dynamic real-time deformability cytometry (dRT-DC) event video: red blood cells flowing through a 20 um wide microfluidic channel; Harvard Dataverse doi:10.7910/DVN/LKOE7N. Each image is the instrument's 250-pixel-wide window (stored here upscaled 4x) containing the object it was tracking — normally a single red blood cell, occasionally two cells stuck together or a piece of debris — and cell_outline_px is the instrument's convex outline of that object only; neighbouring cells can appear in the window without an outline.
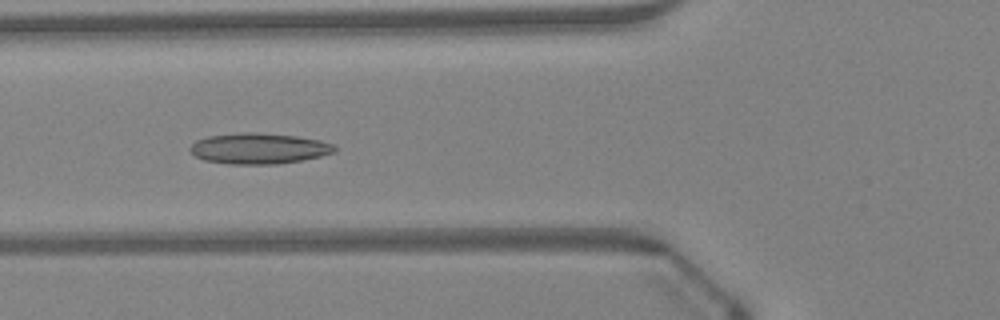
{"species": "Egyptian fruit bat (a non-hibernating species)", "species_latin": "Rousettus aegyptiacus", "temperature_condition": "warm", "stored_images_in_passage": 47, "camera_frame_rate_fps": 3000, "um_per_image_px": 0.085, "animal": {"sex": "female"}, "frame": {"image": 1, "passage_image": 18, "time_ms": 5.667, "image_size_px": [1000, 320], "cell_outline_px": [[336, 152], [320, 156], [300, 160], [276, 164], [228, 164], [204, 160], [196, 156], [188, 148], [196, 140], [208, 136], [236, 132], [260, 132], [296, 136], [320, 140], [332, 144], [336, 148]], "centroid_in_image_um": [21.98, 12.61], "position_along_channel_um": 103.8, "area_um2": 26.01}}
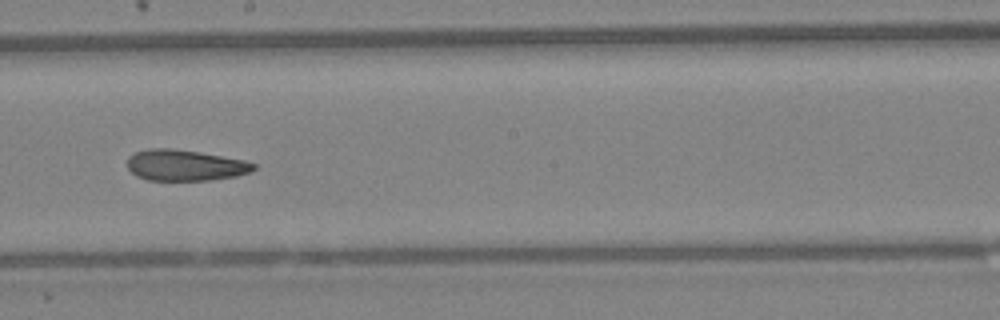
{"frame": {"image": 2, "passage_image": 27, "time_ms": 8.667, "image_size_px": [1000, 320], "cell_outline_px": [[256, 168], [248, 172], [236, 176], [208, 180], [148, 180], [136, 176], [128, 168], [128, 156], [136, 152], [148, 148], [172, 148], [200, 152], [244, 160], [256, 164]], "centroid_in_image_um": [15.71, 14.04], "position_along_channel_um": 232.5, "area_um2": 22.77}}
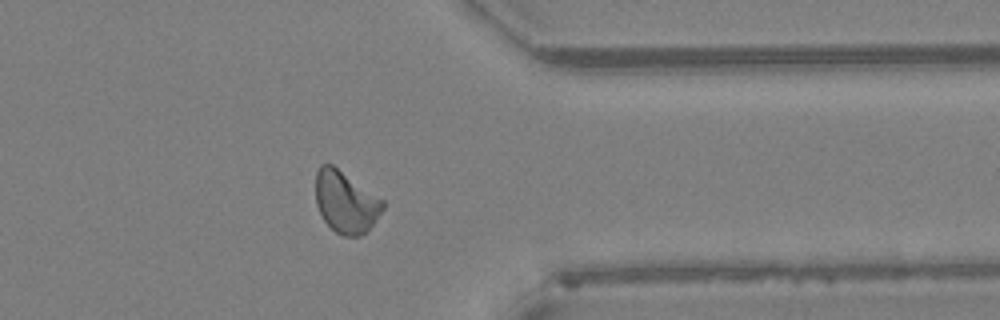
{"frame": {"image": 3, "passage_image": 38, "time_ms": 12.333, "image_size_px": [1000, 320], "cell_outline_px": [[384, 208], [372, 224], [360, 236], [344, 236], [336, 232], [324, 220], [316, 204], [316, 172], [320, 164], [332, 164], [384, 200]], "centroid_in_image_um": [29.37, 17.15], "position_along_channel_um": 382.0, "area_um2": 23.87}, "authors_computed_cell_mechanics": {"area_um2": 24.1026, "velocity_mm_per_s": 4.3148, "shape_relaxation_time_tau1_ms": 10.2949, "shape_relaxation_time_tau2_ms": 5.2152, "deformation_change_tau1": 0.1959, "deformation_change_tau2": 0.1505}}